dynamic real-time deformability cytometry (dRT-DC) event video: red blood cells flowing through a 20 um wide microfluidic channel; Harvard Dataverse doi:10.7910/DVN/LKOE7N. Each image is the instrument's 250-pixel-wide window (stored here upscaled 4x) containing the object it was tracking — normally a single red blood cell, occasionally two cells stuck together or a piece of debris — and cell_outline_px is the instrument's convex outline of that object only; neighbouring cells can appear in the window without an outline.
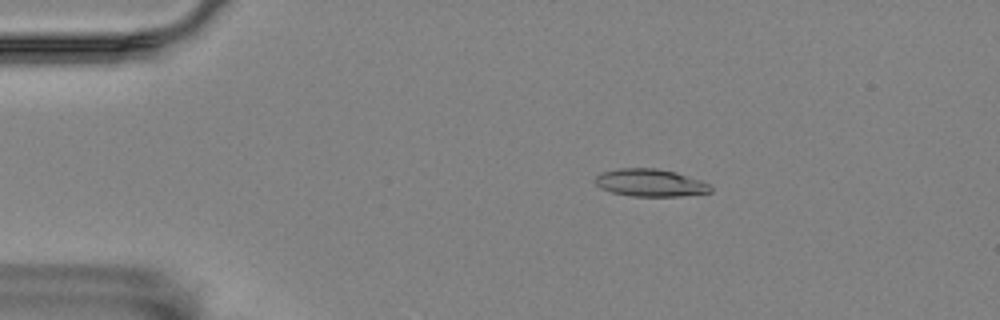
{"species": "Egyptian fruit bat (a non-hibernating species)", "species_latin": "Rousettus aegyptiacus", "temperature_condition": "room temperature", "stored_images_in_passage": 4, "camera_frame_rate_fps": 3000, "um_per_image_px": 0.085, "animal": {"sex": "female"}, "frame": {"image": 1, "passage_image": 3, "time_ms": 0.667, "image_size_px": [1000, 320], "cell_outline_px": [[712, 192], [680, 196], [632, 196], [612, 192], [600, 188], [596, 184], [596, 176], [604, 172], [616, 168], [656, 168], [676, 172], [700, 180], [708, 184], [712, 188]], "centroid_in_image_um": [55.28, 15.53], "position_along_channel_um": 29.7, "area_um2": 18.38}}